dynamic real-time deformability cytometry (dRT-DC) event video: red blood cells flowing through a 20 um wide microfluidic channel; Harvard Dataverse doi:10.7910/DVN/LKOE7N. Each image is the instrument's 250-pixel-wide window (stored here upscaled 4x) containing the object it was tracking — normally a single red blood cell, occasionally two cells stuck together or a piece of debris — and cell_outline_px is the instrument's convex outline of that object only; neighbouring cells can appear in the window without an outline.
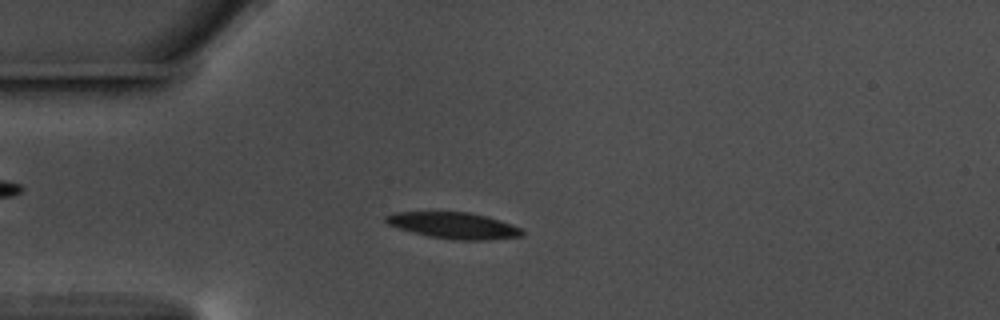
{"species": "common noctule bat (a hibernating species)", "species_latin": "Nyctalus noctula", "temperature_condition": "warm", "stored_images_in_passage": 57, "camera_frame_rate_fps": 3000, "um_per_image_px": 0.085, "animal": {"sex": "male", "body_mass_g": 17.5, "forearm_length_mm": 52.3}, "frame": {"image": 1, "passage_image": 15, "time_ms": 4.667, "image_size_px": [1000, 320], "cell_outline_px": [[524, 236], [488, 240], [456, 240], [428, 236], [412, 232], [388, 224], [384, 220], [384, 216], [396, 212], [468, 212], [488, 216], [512, 224], [520, 228], [524, 232]], "centroid_in_image_um": [38.6, 19.17], "position_along_channel_um": 46.4, "area_um2": 20.92}}
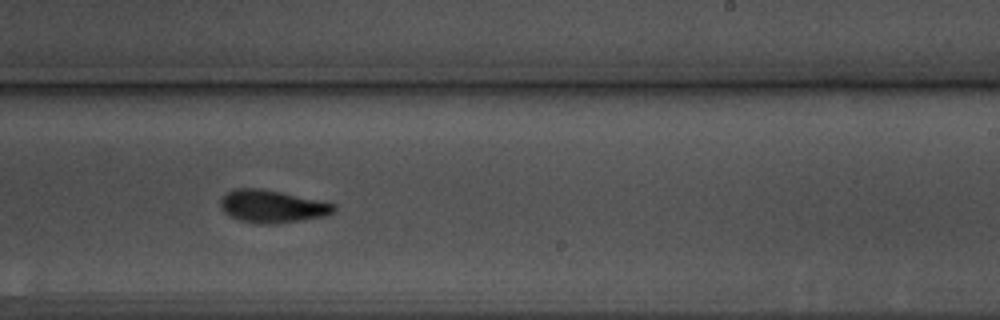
{"frame": {"image": 2, "passage_image": 35, "time_ms": 11.333, "image_size_px": [1000, 320], "cell_outline_px": [[336, 208], [332, 212], [324, 216], [276, 224], [260, 224], [240, 220], [224, 212], [220, 208], [220, 200], [228, 192], [236, 188], [264, 188], [336, 204]], "centroid_in_image_um": [23.12, 17.53], "position_along_channel_um": 265.9, "area_um2": 21.44}}
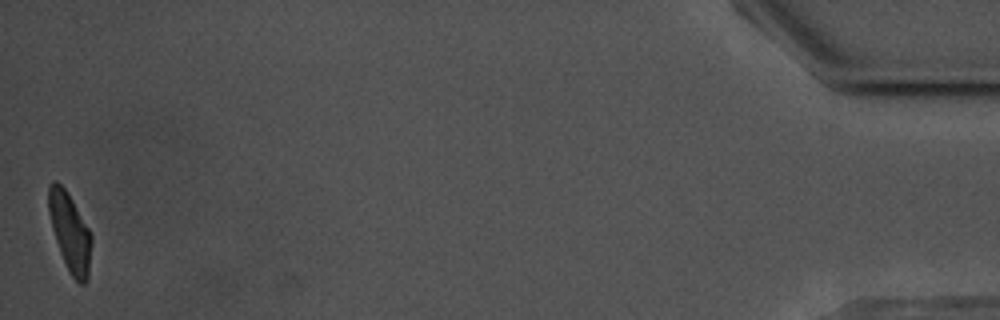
{"frame": {"image": 3, "passage_image": 57, "time_ms": 18.667, "image_size_px": [1000, 320], "cell_outline_px": [[92, 240], [88, 280], [84, 284], [80, 284], [72, 276], [60, 252], [52, 228], [48, 212], [48, 188], [56, 180], [64, 188], [72, 200], [92, 232]], "centroid_in_image_um": [5.97, 19.75], "position_along_channel_um": 429.2, "area_um2": 19.48}, "authors_computed_cell_mechanics": {"area_um2": 21.0392, "velocity_mm_per_s": 3.5476, "shape_relaxation_time_tau1_ms": 3.8215, "shape_relaxation_time_tau2_ms": 3.9989, "deformation_change_tau1": 0.1397, "deformation_change_tau2": 0.1048}}